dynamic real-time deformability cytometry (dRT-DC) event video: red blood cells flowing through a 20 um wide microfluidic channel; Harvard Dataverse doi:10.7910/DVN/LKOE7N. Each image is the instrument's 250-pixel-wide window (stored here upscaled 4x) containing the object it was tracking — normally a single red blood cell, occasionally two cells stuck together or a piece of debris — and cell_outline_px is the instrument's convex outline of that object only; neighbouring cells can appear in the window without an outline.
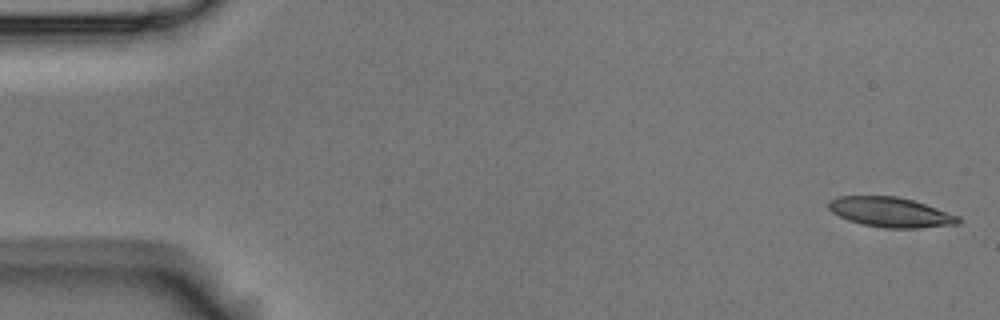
{"species": "Egyptian fruit bat (a non-hibernating species)", "species_latin": "Rousettus aegyptiacus", "temperature_condition": "room temperature", "stored_images_in_passage": 5, "camera_frame_rate_fps": 3000, "um_per_image_px": 0.085, "animal": {"sex": "male"}, "frame": {"image": 1, "passage_image": 1, "time_ms": 0.0, "image_size_px": [1000, 320], "cell_outline_px": [[960, 224], [916, 228], [884, 228], [864, 224], [848, 220], [832, 212], [828, 208], [828, 200], [840, 196], [896, 196], [912, 200], [960, 216]], "centroid_in_image_um": [75.69, 18.04], "position_along_channel_um": 9.3, "area_um2": 22.43}}
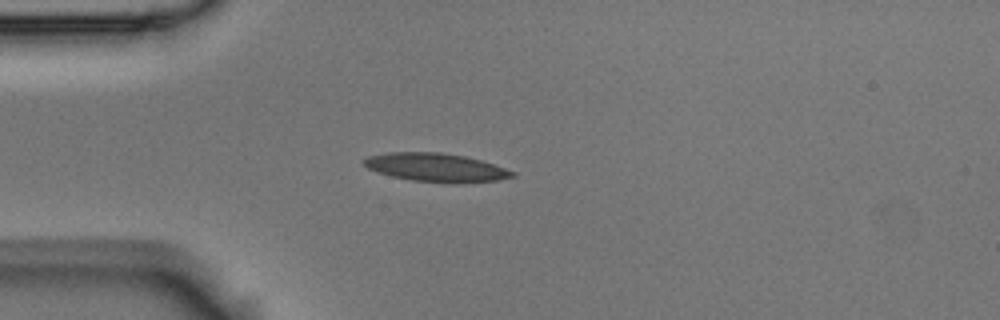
{"frame": {"image": 2, "passage_image": 4, "time_ms": 1.0, "image_size_px": [1000, 320], "cell_outline_px": [[516, 176], [496, 180], [452, 184], [412, 180], [392, 176], [376, 172], [368, 168], [360, 160], [368, 156], [388, 152], [440, 152], [464, 156], [480, 160], [516, 172]], "centroid_in_image_um": [37.02, 14.24], "position_along_channel_um": 48.0, "area_um2": 24.68}}